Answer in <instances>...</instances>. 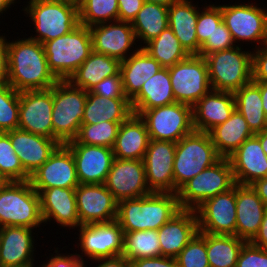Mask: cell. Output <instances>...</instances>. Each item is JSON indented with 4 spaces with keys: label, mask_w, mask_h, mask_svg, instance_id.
<instances>
[{
    "label": "cell",
    "mask_w": 267,
    "mask_h": 267,
    "mask_svg": "<svg viewBox=\"0 0 267 267\" xmlns=\"http://www.w3.org/2000/svg\"><path fill=\"white\" fill-rule=\"evenodd\" d=\"M6 43L8 83L17 92L47 90L58 81L49 70L43 44L30 38Z\"/></svg>",
    "instance_id": "obj_1"
},
{
    "label": "cell",
    "mask_w": 267,
    "mask_h": 267,
    "mask_svg": "<svg viewBox=\"0 0 267 267\" xmlns=\"http://www.w3.org/2000/svg\"><path fill=\"white\" fill-rule=\"evenodd\" d=\"M180 210L176 193L152 192L118 201L116 221L123 232L158 230Z\"/></svg>",
    "instance_id": "obj_2"
},
{
    "label": "cell",
    "mask_w": 267,
    "mask_h": 267,
    "mask_svg": "<svg viewBox=\"0 0 267 267\" xmlns=\"http://www.w3.org/2000/svg\"><path fill=\"white\" fill-rule=\"evenodd\" d=\"M49 70L68 80L93 51L89 27L78 25L70 33L43 43Z\"/></svg>",
    "instance_id": "obj_3"
},
{
    "label": "cell",
    "mask_w": 267,
    "mask_h": 267,
    "mask_svg": "<svg viewBox=\"0 0 267 267\" xmlns=\"http://www.w3.org/2000/svg\"><path fill=\"white\" fill-rule=\"evenodd\" d=\"M25 7L37 32L29 37L41 44L70 33L79 22V6L66 0H30Z\"/></svg>",
    "instance_id": "obj_4"
},
{
    "label": "cell",
    "mask_w": 267,
    "mask_h": 267,
    "mask_svg": "<svg viewBox=\"0 0 267 267\" xmlns=\"http://www.w3.org/2000/svg\"><path fill=\"white\" fill-rule=\"evenodd\" d=\"M221 157L216 152L207 132L194 130L176 143L173 164L174 193L204 169L212 166Z\"/></svg>",
    "instance_id": "obj_5"
},
{
    "label": "cell",
    "mask_w": 267,
    "mask_h": 267,
    "mask_svg": "<svg viewBox=\"0 0 267 267\" xmlns=\"http://www.w3.org/2000/svg\"><path fill=\"white\" fill-rule=\"evenodd\" d=\"M87 91L74 87L68 80L53 85V139L60 144L74 140L84 116Z\"/></svg>",
    "instance_id": "obj_6"
},
{
    "label": "cell",
    "mask_w": 267,
    "mask_h": 267,
    "mask_svg": "<svg viewBox=\"0 0 267 267\" xmlns=\"http://www.w3.org/2000/svg\"><path fill=\"white\" fill-rule=\"evenodd\" d=\"M41 223L40 197L29 180L10 181L0 190V228L22 226L34 229Z\"/></svg>",
    "instance_id": "obj_7"
},
{
    "label": "cell",
    "mask_w": 267,
    "mask_h": 267,
    "mask_svg": "<svg viewBox=\"0 0 267 267\" xmlns=\"http://www.w3.org/2000/svg\"><path fill=\"white\" fill-rule=\"evenodd\" d=\"M212 90L235 92L252 81V52L235 46L204 57Z\"/></svg>",
    "instance_id": "obj_8"
},
{
    "label": "cell",
    "mask_w": 267,
    "mask_h": 267,
    "mask_svg": "<svg viewBox=\"0 0 267 267\" xmlns=\"http://www.w3.org/2000/svg\"><path fill=\"white\" fill-rule=\"evenodd\" d=\"M235 184L229 159L220 158L178 189L180 209L195 210L206 199L230 190Z\"/></svg>",
    "instance_id": "obj_9"
},
{
    "label": "cell",
    "mask_w": 267,
    "mask_h": 267,
    "mask_svg": "<svg viewBox=\"0 0 267 267\" xmlns=\"http://www.w3.org/2000/svg\"><path fill=\"white\" fill-rule=\"evenodd\" d=\"M169 69V76L176 102L193 107L212 90L206 59L189 55Z\"/></svg>",
    "instance_id": "obj_10"
},
{
    "label": "cell",
    "mask_w": 267,
    "mask_h": 267,
    "mask_svg": "<svg viewBox=\"0 0 267 267\" xmlns=\"http://www.w3.org/2000/svg\"><path fill=\"white\" fill-rule=\"evenodd\" d=\"M139 116L146 124L150 139L177 143L195 130L193 108L186 104L175 102L147 109Z\"/></svg>",
    "instance_id": "obj_11"
},
{
    "label": "cell",
    "mask_w": 267,
    "mask_h": 267,
    "mask_svg": "<svg viewBox=\"0 0 267 267\" xmlns=\"http://www.w3.org/2000/svg\"><path fill=\"white\" fill-rule=\"evenodd\" d=\"M223 22L237 41L267 43V10L249 3L240 5H221Z\"/></svg>",
    "instance_id": "obj_12"
},
{
    "label": "cell",
    "mask_w": 267,
    "mask_h": 267,
    "mask_svg": "<svg viewBox=\"0 0 267 267\" xmlns=\"http://www.w3.org/2000/svg\"><path fill=\"white\" fill-rule=\"evenodd\" d=\"M195 211L199 232L236 235V184L230 190L206 199Z\"/></svg>",
    "instance_id": "obj_13"
},
{
    "label": "cell",
    "mask_w": 267,
    "mask_h": 267,
    "mask_svg": "<svg viewBox=\"0 0 267 267\" xmlns=\"http://www.w3.org/2000/svg\"><path fill=\"white\" fill-rule=\"evenodd\" d=\"M19 103L18 129L53 139V86L19 92Z\"/></svg>",
    "instance_id": "obj_14"
},
{
    "label": "cell",
    "mask_w": 267,
    "mask_h": 267,
    "mask_svg": "<svg viewBox=\"0 0 267 267\" xmlns=\"http://www.w3.org/2000/svg\"><path fill=\"white\" fill-rule=\"evenodd\" d=\"M175 150V142L150 139L143 163L151 192L174 193Z\"/></svg>",
    "instance_id": "obj_15"
},
{
    "label": "cell",
    "mask_w": 267,
    "mask_h": 267,
    "mask_svg": "<svg viewBox=\"0 0 267 267\" xmlns=\"http://www.w3.org/2000/svg\"><path fill=\"white\" fill-rule=\"evenodd\" d=\"M78 228L81 254L95 261L122 255L124 232L116 220Z\"/></svg>",
    "instance_id": "obj_16"
},
{
    "label": "cell",
    "mask_w": 267,
    "mask_h": 267,
    "mask_svg": "<svg viewBox=\"0 0 267 267\" xmlns=\"http://www.w3.org/2000/svg\"><path fill=\"white\" fill-rule=\"evenodd\" d=\"M75 197L80 225L116 220L118 201L104 184H79Z\"/></svg>",
    "instance_id": "obj_17"
},
{
    "label": "cell",
    "mask_w": 267,
    "mask_h": 267,
    "mask_svg": "<svg viewBox=\"0 0 267 267\" xmlns=\"http://www.w3.org/2000/svg\"><path fill=\"white\" fill-rule=\"evenodd\" d=\"M29 182L37 193L53 187L76 188L79 182L72 152L61 144L48 160L30 175Z\"/></svg>",
    "instance_id": "obj_18"
},
{
    "label": "cell",
    "mask_w": 267,
    "mask_h": 267,
    "mask_svg": "<svg viewBox=\"0 0 267 267\" xmlns=\"http://www.w3.org/2000/svg\"><path fill=\"white\" fill-rule=\"evenodd\" d=\"M104 185L117 201L152 193L146 182L143 160L114 158Z\"/></svg>",
    "instance_id": "obj_19"
},
{
    "label": "cell",
    "mask_w": 267,
    "mask_h": 267,
    "mask_svg": "<svg viewBox=\"0 0 267 267\" xmlns=\"http://www.w3.org/2000/svg\"><path fill=\"white\" fill-rule=\"evenodd\" d=\"M75 160L79 184H104L114 160L113 148L77 143L64 144Z\"/></svg>",
    "instance_id": "obj_20"
},
{
    "label": "cell",
    "mask_w": 267,
    "mask_h": 267,
    "mask_svg": "<svg viewBox=\"0 0 267 267\" xmlns=\"http://www.w3.org/2000/svg\"><path fill=\"white\" fill-rule=\"evenodd\" d=\"M93 51L114 57L120 61L127 59L129 50L136 44V36L131 23L113 21L89 27ZM127 55V56H125Z\"/></svg>",
    "instance_id": "obj_21"
},
{
    "label": "cell",
    "mask_w": 267,
    "mask_h": 267,
    "mask_svg": "<svg viewBox=\"0 0 267 267\" xmlns=\"http://www.w3.org/2000/svg\"><path fill=\"white\" fill-rule=\"evenodd\" d=\"M25 172L30 176L61 145L57 140L15 129L6 132Z\"/></svg>",
    "instance_id": "obj_22"
},
{
    "label": "cell",
    "mask_w": 267,
    "mask_h": 267,
    "mask_svg": "<svg viewBox=\"0 0 267 267\" xmlns=\"http://www.w3.org/2000/svg\"><path fill=\"white\" fill-rule=\"evenodd\" d=\"M228 159L238 184L251 185L267 177V155L255 135L245 140Z\"/></svg>",
    "instance_id": "obj_23"
},
{
    "label": "cell",
    "mask_w": 267,
    "mask_h": 267,
    "mask_svg": "<svg viewBox=\"0 0 267 267\" xmlns=\"http://www.w3.org/2000/svg\"><path fill=\"white\" fill-rule=\"evenodd\" d=\"M161 256L176 258L199 232L195 210L181 209L158 230Z\"/></svg>",
    "instance_id": "obj_24"
},
{
    "label": "cell",
    "mask_w": 267,
    "mask_h": 267,
    "mask_svg": "<svg viewBox=\"0 0 267 267\" xmlns=\"http://www.w3.org/2000/svg\"><path fill=\"white\" fill-rule=\"evenodd\" d=\"M32 229L22 226L0 228V267L34 266Z\"/></svg>",
    "instance_id": "obj_25"
},
{
    "label": "cell",
    "mask_w": 267,
    "mask_h": 267,
    "mask_svg": "<svg viewBox=\"0 0 267 267\" xmlns=\"http://www.w3.org/2000/svg\"><path fill=\"white\" fill-rule=\"evenodd\" d=\"M192 108L194 129L209 133L225 122L235 110L234 93L211 90Z\"/></svg>",
    "instance_id": "obj_26"
},
{
    "label": "cell",
    "mask_w": 267,
    "mask_h": 267,
    "mask_svg": "<svg viewBox=\"0 0 267 267\" xmlns=\"http://www.w3.org/2000/svg\"><path fill=\"white\" fill-rule=\"evenodd\" d=\"M267 206L251 185L236 183V236L250 242L258 233Z\"/></svg>",
    "instance_id": "obj_27"
},
{
    "label": "cell",
    "mask_w": 267,
    "mask_h": 267,
    "mask_svg": "<svg viewBox=\"0 0 267 267\" xmlns=\"http://www.w3.org/2000/svg\"><path fill=\"white\" fill-rule=\"evenodd\" d=\"M40 210L43 223L53 218L63 227L80 226L77 213L75 188L53 187L43 189L39 193Z\"/></svg>",
    "instance_id": "obj_28"
},
{
    "label": "cell",
    "mask_w": 267,
    "mask_h": 267,
    "mask_svg": "<svg viewBox=\"0 0 267 267\" xmlns=\"http://www.w3.org/2000/svg\"><path fill=\"white\" fill-rule=\"evenodd\" d=\"M150 141L144 120L132 113L119 126L113 147L114 158L143 160Z\"/></svg>",
    "instance_id": "obj_29"
},
{
    "label": "cell",
    "mask_w": 267,
    "mask_h": 267,
    "mask_svg": "<svg viewBox=\"0 0 267 267\" xmlns=\"http://www.w3.org/2000/svg\"><path fill=\"white\" fill-rule=\"evenodd\" d=\"M160 63L142 47L121 61L120 74L125 97L131 101L141 90L144 82L160 70Z\"/></svg>",
    "instance_id": "obj_30"
},
{
    "label": "cell",
    "mask_w": 267,
    "mask_h": 267,
    "mask_svg": "<svg viewBox=\"0 0 267 267\" xmlns=\"http://www.w3.org/2000/svg\"><path fill=\"white\" fill-rule=\"evenodd\" d=\"M199 8L190 0H179L168 7L169 27L189 55H199L196 24Z\"/></svg>",
    "instance_id": "obj_31"
},
{
    "label": "cell",
    "mask_w": 267,
    "mask_h": 267,
    "mask_svg": "<svg viewBox=\"0 0 267 267\" xmlns=\"http://www.w3.org/2000/svg\"><path fill=\"white\" fill-rule=\"evenodd\" d=\"M168 68L160 70L144 82L140 92L130 101L134 114L144 110L175 103Z\"/></svg>",
    "instance_id": "obj_32"
},
{
    "label": "cell",
    "mask_w": 267,
    "mask_h": 267,
    "mask_svg": "<svg viewBox=\"0 0 267 267\" xmlns=\"http://www.w3.org/2000/svg\"><path fill=\"white\" fill-rule=\"evenodd\" d=\"M120 65V60L92 51L89 57L70 76L68 81L74 87L90 91L93 86L104 78L121 75Z\"/></svg>",
    "instance_id": "obj_33"
},
{
    "label": "cell",
    "mask_w": 267,
    "mask_h": 267,
    "mask_svg": "<svg viewBox=\"0 0 267 267\" xmlns=\"http://www.w3.org/2000/svg\"><path fill=\"white\" fill-rule=\"evenodd\" d=\"M209 135L221 158H228L240 145L254 134L247 121L236 109L222 124L214 127Z\"/></svg>",
    "instance_id": "obj_34"
},
{
    "label": "cell",
    "mask_w": 267,
    "mask_h": 267,
    "mask_svg": "<svg viewBox=\"0 0 267 267\" xmlns=\"http://www.w3.org/2000/svg\"><path fill=\"white\" fill-rule=\"evenodd\" d=\"M133 113L128 99L101 97L87 91L82 124L124 122Z\"/></svg>",
    "instance_id": "obj_35"
},
{
    "label": "cell",
    "mask_w": 267,
    "mask_h": 267,
    "mask_svg": "<svg viewBox=\"0 0 267 267\" xmlns=\"http://www.w3.org/2000/svg\"><path fill=\"white\" fill-rule=\"evenodd\" d=\"M235 109L247 121L249 129L257 134L267 129V116L263 110L260 88L254 83L242 86L234 92Z\"/></svg>",
    "instance_id": "obj_36"
},
{
    "label": "cell",
    "mask_w": 267,
    "mask_h": 267,
    "mask_svg": "<svg viewBox=\"0 0 267 267\" xmlns=\"http://www.w3.org/2000/svg\"><path fill=\"white\" fill-rule=\"evenodd\" d=\"M131 25L136 39H141L146 44L169 27L168 7L144 2Z\"/></svg>",
    "instance_id": "obj_37"
},
{
    "label": "cell",
    "mask_w": 267,
    "mask_h": 267,
    "mask_svg": "<svg viewBox=\"0 0 267 267\" xmlns=\"http://www.w3.org/2000/svg\"><path fill=\"white\" fill-rule=\"evenodd\" d=\"M245 242L236 235L206 233V249L210 267H236L238 255Z\"/></svg>",
    "instance_id": "obj_38"
},
{
    "label": "cell",
    "mask_w": 267,
    "mask_h": 267,
    "mask_svg": "<svg viewBox=\"0 0 267 267\" xmlns=\"http://www.w3.org/2000/svg\"><path fill=\"white\" fill-rule=\"evenodd\" d=\"M142 48L164 68H170L189 56L170 27L163 30Z\"/></svg>",
    "instance_id": "obj_39"
},
{
    "label": "cell",
    "mask_w": 267,
    "mask_h": 267,
    "mask_svg": "<svg viewBox=\"0 0 267 267\" xmlns=\"http://www.w3.org/2000/svg\"><path fill=\"white\" fill-rule=\"evenodd\" d=\"M122 256L129 262L161 256L157 230L124 232Z\"/></svg>",
    "instance_id": "obj_40"
},
{
    "label": "cell",
    "mask_w": 267,
    "mask_h": 267,
    "mask_svg": "<svg viewBox=\"0 0 267 267\" xmlns=\"http://www.w3.org/2000/svg\"><path fill=\"white\" fill-rule=\"evenodd\" d=\"M78 6L81 25L90 27L119 20L118 0H82Z\"/></svg>",
    "instance_id": "obj_41"
},
{
    "label": "cell",
    "mask_w": 267,
    "mask_h": 267,
    "mask_svg": "<svg viewBox=\"0 0 267 267\" xmlns=\"http://www.w3.org/2000/svg\"><path fill=\"white\" fill-rule=\"evenodd\" d=\"M121 123L104 121L97 124H81L74 140L80 144L113 148Z\"/></svg>",
    "instance_id": "obj_42"
},
{
    "label": "cell",
    "mask_w": 267,
    "mask_h": 267,
    "mask_svg": "<svg viewBox=\"0 0 267 267\" xmlns=\"http://www.w3.org/2000/svg\"><path fill=\"white\" fill-rule=\"evenodd\" d=\"M19 92L9 83L0 85V132L18 129Z\"/></svg>",
    "instance_id": "obj_43"
},
{
    "label": "cell",
    "mask_w": 267,
    "mask_h": 267,
    "mask_svg": "<svg viewBox=\"0 0 267 267\" xmlns=\"http://www.w3.org/2000/svg\"><path fill=\"white\" fill-rule=\"evenodd\" d=\"M0 172L10 181H27L30 178L5 132H0Z\"/></svg>",
    "instance_id": "obj_44"
},
{
    "label": "cell",
    "mask_w": 267,
    "mask_h": 267,
    "mask_svg": "<svg viewBox=\"0 0 267 267\" xmlns=\"http://www.w3.org/2000/svg\"><path fill=\"white\" fill-rule=\"evenodd\" d=\"M179 267H210L206 249V233L198 232L176 256Z\"/></svg>",
    "instance_id": "obj_45"
},
{
    "label": "cell",
    "mask_w": 267,
    "mask_h": 267,
    "mask_svg": "<svg viewBox=\"0 0 267 267\" xmlns=\"http://www.w3.org/2000/svg\"><path fill=\"white\" fill-rule=\"evenodd\" d=\"M201 12V13H200ZM223 21L221 5H209L204 10L198 12L196 24V34L198 43L202 46L206 40L212 36L216 26Z\"/></svg>",
    "instance_id": "obj_46"
},
{
    "label": "cell",
    "mask_w": 267,
    "mask_h": 267,
    "mask_svg": "<svg viewBox=\"0 0 267 267\" xmlns=\"http://www.w3.org/2000/svg\"><path fill=\"white\" fill-rule=\"evenodd\" d=\"M234 40L225 23L222 21L212 36H210L206 42L201 46L199 55L205 57L208 54L233 48L237 45L234 44Z\"/></svg>",
    "instance_id": "obj_47"
},
{
    "label": "cell",
    "mask_w": 267,
    "mask_h": 267,
    "mask_svg": "<svg viewBox=\"0 0 267 267\" xmlns=\"http://www.w3.org/2000/svg\"><path fill=\"white\" fill-rule=\"evenodd\" d=\"M236 267H267V250L245 242L238 255Z\"/></svg>",
    "instance_id": "obj_48"
},
{
    "label": "cell",
    "mask_w": 267,
    "mask_h": 267,
    "mask_svg": "<svg viewBox=\"0 0 267 267\" xmlns=\"http://www.w3.org/2000/svg\"><path fill=\"white\" fill-rule=\"evenodd\" d=\"M89 92L106 98L127 99L123 91L121 75L104 78L93 86Z\"/></svg>",
    "instance_id": "obj_49"
},
{
    "label": "cell",
    "mask_w": 267,
    "mask_h": 267,
    "mask_svg": "<svg viewBox=\"0 0 267 267\" xmlns=\"http://www.w3.org/2000/svg\"><path fill=\"white\" fill-rule=\"evenodd\" d=\"M252 81L267 82V43L252 52Z\"/></svg>",
    "instance_id": "obj_50"
},
{
    "label": "cell",
    "mask_w": 267,
    "mask_h": 267,
    "mask_svg": "<svg viewBox=\"0 0 267 267\" xmlns=\"http://www.w3.org/2000/svg\"><path fill=\"white\" fill-rule=\"evenodd\" d=\"M56 256H52L48 262L41 267H85V261L79 254L61 255L55 250Z\"/></svg>",
    "instance_id": "obj_51"
},
{
    "label": "cell",
    "mask_w": 267,
    "mask_h": 267,
    "mask_svg": "<svg viewBox=\"0 0 267 267\" xmlns=\"http://www.w3.org/2000/svg\"><path fill=\"white\" fill-rule=\"evenodd\" d=\"M143 3L144 0H118L119 21L132 23Z\"/></svg>",
    "instance_id": "obj_52"
},
{
    "label": "cell",
    "mask_w": 267,
    "mask_h": 267,
    "mask_svg": "<svg viewBox=\"0 0 267 267\" xmlns=\"http://www.w3.org/2000/svg\"><path fill=\"white\" fill-rule=\"evenodd\" d=\"M132 267H179L176 258L155 257L141 258L131 262Z\"/></svg>",
    "instance_id": "obj_53"
},
{
    "label": "cell",
    "mask_w": 267,
    "mask_h": 267,
    "mask_svg": "<svg viewBox=\"0 0 267 267\" xmlns=\"http://www.w3.org/2000/svg\"><path fill=\"white\" fill-rule=\"evenodd\" d=\"M8 83V51L5 36L0 37V85Z\"/></svg>",
    "instance_id": "obj_54"
},
{
    "label": "cell",
    "mask_w": 267,
    "mask_h": 267,
    "mask_svg": "<svg viewBox=\"0 0 267 267\" xmlns=\"http://www.w3.org/2000/svg\"><path fill=\"white\" fill-rule=\"evenodd\" d=\"M250 242L264 250H267V210L265 211L258 233Z\"/></svg>",
    "instance_id": "obj_55"
},
{
    "label": "cell",
    "mask_w": 267,
    "mask_h": 267,
    "mask_svg": "<svg viewBox=\"0 0 267 267\" xmlns=\"http://www.w3.org/2000/svg\"><path fill=\"white\" fill-rule=\"evenodd\" d=\"M100 264L97 267H132L131 262H129L122 255L110 257V258H102L97 260Z\"/></svg>",
    "instance_id": "obj_56"
},
{
    "label": "cell",
    "mask_w": 267,
    "mask_h": 267,
    "mask_svg": "<svg viewBox=\"0 0 267 267\" xmlns=\"http://www.w3.org/2000/svg\"><path fill=\"white\" fill-rule=\"evenodd\" d=\"M251 186L257 192L258 197L267 206V177L256 180Z\"/></svg>",
    "instance_id": "obj_57"
},
{
    "label": "cell",
    "mask_w": 267,
    "mask_h": 267,
    "mask_svg": "<svg viewBox=\"0 0 267 267\" xmlns=\"http://www.w3.org/2000/svg\"><path fill=\"white\" fill-rule=\"evenodd\" d=\"M260 88L263 110L267 116V82L252 81Z\"/></svg>",
    "instance_id": "obj_58"
},
{
    "label": "cell",
    "mask_w": 267,
    "mask_h": 267,
    "mask_svg": "<svg viewBox=\"0 0 267 267\" xmlns=\"http://www.w3.org/2000/svg\"><path fill=\"white\" fill-rule=\"evenodd\" d=\"M254 135L259 139L261 147L267 155V129Z\"/></svg>",
    "instance_id": "obj_59"
},
{
    "label": "cell",
    "mask_w": 267,
    "mask_h": 267,
    "mask_svg": "<svg viewBox=\"0 0 267 267\" xmlns=\"http://www.w3.org/2000/svg\"><path fill=\"white\" fill-rule=\"evenodd\" d=\"M179 0H144V2L147 3H158V4H162L165 5L167 7L171 6L173 3H176Z\"/></svg>",
    "instance_id": "obj_60"
},
{
    "label": "cell",
    "mask_w": 267,
    "mask_h": 267,
    "mask_svg": "<svg viewBox=\"0 0 267 267\" xmlns=\"http://www.w3.org/2000/svg\"><path fill=\"white\" fill-rule=\"evenodd\" d=\"M16 0H0V13L6 11Z\"/></svg>",
    "instance_id": "obj_61"
},
{
    "label": "cell",
    "mask_w": 267,
    "mask_h": 267,
    "mask_svg": "<svg viewBox=\"0 0 267 267\" xmlns=\"http://www.w3.org/2000/svg\"><path fill=\"white\" fill-rule=\"evenodd\" d=\"M10 180L0 172V190L4 188Z\"/></svg>",
    "instance_id": "obj_62"
},
{
    "label": "cell",
    "mask_w": 267,
    "mask_h": 267,
    "mask_svg": "<svg viewBox=\"0 0 267 267\" xmlns=\"http://www.w3.org/2000/svg\"><path fill=\"white\" fill-rule=\"evenodd\" d=\"M66 1H70V2H73V3L79 4L82 0H66Z\"/></svg>",
    "instance_id": "obj_63"
}]
</instances>
